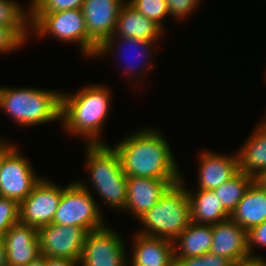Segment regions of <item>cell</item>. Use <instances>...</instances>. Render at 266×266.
<instances>
[{
    "label": "cell",
    "mask_w": 266,
    "mask_h": 266,
    "mask_svg": "<svg viewBox=\"0 0 266 266\" xmlns=\"http://www.w3.org/2000/svg\"><path fill=\"white\" fill-rule=\"evenodd\" d=\"M153 129V130H152ZM143 128L113 146L127 177L181 179L166 137L158 129Z\"/></svg>",
    "instance_id": "cell-1"
},
{
    "label": "cell",
    "mask_w": 266,
    "mask_h": 266,
    "mask_svg": "<svg viewBox=\"0 0 266 266\" xmlns=\"http://www.w3.org/2000/svg\"><path fill=\"white\" fill-rule=\"evenodd\" d=\"M112 97L110 89L102 84L87 85L74 94L62 92L60 123L66 132L82 137L87 145L107 144L100 134L109 117Z\"/></svg>",
    "instance_id": "cell-2"
},
{
    "label": "cell",
    "mask_w": 266,
    "mask_h": 266,
    "mask_svg": "<svg viewBox=\"0 0 266 266\" xmlns=\"http://www.w3.org/2000/svg\"><path fill=\"white\" fill-rule=\"evenodd\" d=\"M0 109L21 127L61 121L62 92L0 86Z\"/></svg>",
    "instance_id": "cell-3"
},
{
    "label": "cell",
    "mask_w": 266,
    "mask_h": 266,
    "mask_svg": "<svg viewBox=\"0 0 266 266\" xmlns=\"http://www.w3.org/2000/svg\"><path fill=\"white\" fill-rule=\"evenodd\" d=\"M86 147L91 190L102 197L105 205L123 211L127 200V176L122 170L119 154L107 144H86Z\"/></svg>",
    "instance_id": "cell-4"
},
{
    "label": "cell",
    "mask_w": 266,
    "mask_h": 266,
    "mask_svg": "<svg viewBox=\"0 0 266 266\" xmlns=\"http://www.w3.org/2000/svg\"><path fill=\"white\" fill-rule=\"evenodd\" d=\"M186 181L172 185L161 199L139 219L138 233L174 241L191 223L190 202Z\"/></svg>",
    "instance_id": "cell-5"
},
{
    "label": "cell",
    "mask_w": 266,
    "mask_h": 266,
    "mask_svg": "<svg viewBox=\"0 0 266 266\" xmlns=\"http://www.w3.org/2000/svg\"><path fill=\"white\" fill-rule=\"evenodd\" d=\"M86 183L78 179L62 187V195L53 224L78 226L87 232L107 225L104 223L101 208L94 199V193H91Z\"/></svg>",
    "instance_id": "cell-6"
},
{
    "label": "cell",
    "mask_w": 266,
    "mask_h": 266,
    "mask_svg": "<svg viewBox=\"0 0 266 266\" xmlns=\"http://www.w3.org/2000/svg\"><path fill=\"white\" fill-rule=\"evenodd\" d=\"M31 31L38 38L50 35L64 43H78L82 56L87 57V28L82 9L31 13Z\"/></svg>",
    "instance_id": "cell-7"
},
{
    "label": "cell",
    "mask_w": 266,
    "mask_h": 266,
    "mask_svg": "<svg viewBox=\"0 0 266 266\" xmlns=\"http://www.w3.org/2000/svg\"><path fill=\"white\" fill-rule=\"evenodd\" d=\"M120 233L107 225L87 233L79 265L128 266L126 244ZM128 262V263H127Z\"/></svg>",
    "instance_id": "cell-8"
},
{
    "label": "cell",
    "mask_w": 266,
    "mask_h": 266,
    "mask_svg": "<svg viewBox=\"0 0 266 266\" xmlns=\"http://www.w3.org/2000/svg\"><path fill=\"white\" fill-rule=\"evenodd\" d=\"M22 155L14 144L3 155L0 167V196L19 204L42 178L35 174L28 159Z\"/></svg>",
    "instance_id": "cell-9"
},
{
    "label": "cell",
    "mask_w": 266,
    "mask_h": 266,
    "mask_svg": "<svg viewBox=\"0 0 266 266\" xmlns=\"http://www.w3.org/2000/svg\"><path fill=\"white\" fill-rule=\"evenodd\" d=\"M126 0H84L82 12L87 28V57L114 34L117 16Z\"/></svg>",
    "instance_id": "cell-10"
},
{
    "label": "cell",
    "mask_w": 266,
    "mask_h": 266,
    "mask_svg": "<svg viewBox=\"0 0 266 266\" xmlns=\"http://www.w3.org/2000/svg\"><path fill=\"white\" fill-rule=\"evenodd\" d=\"M87 231L78 226L49 224L38 228L42 256L80 261Z\"/></svg>",
    "instance_id": "cell-11"
},
{
    "label": "cell",
    "mask_w": 266,
    "mask_h": 266,
    "mask_svg": "<svg viewBox=\"0 0 266 266\" xmlns=\"http://www.w3.org/2000/svg\"><path fill=\"white\" fill-rule=\"evenodd\" d=\"M62 187L54 182L41 178L31 193L19 204L20 222L37 229L53 222Z\"/></svg>",
    "instance_id": "cell-12"
},
{
    "label": "cell",
    "mask_w": 266,
    "mask_h": 266,
    "mask_svg": "<svg viewBox=\"0 0 266 266\" xmlns=\"http://www.w3.org/2000/svg\"><path fill=\"white\" fill-rule=\"evenodd\" d=\"M180 181L181 179L127 177V200L123 211L130 212L138 220L172 185Z\"/></svg>",
    "instance_id": "cell-13"
},
{
    "label": "cell",
    "mask_w": 266,
    "mask_h": 266,
    "mask_svg": "<svg viewBox=\"0 0 266 266\" xmlns=\"http://www.w3.org/2000/svg\"><path fill=\"white\" fill-rule=\"evenodd\" d=\"M7 266H25L41 256L38 229L18 222L2 238Z\"/></svg>",
    "instance_id": "cell-14"
},
{
    "label": "cell",
    "mask_w": 266,
    "mask_h": 266,
    "mask_svg": "<svg viewBox=\"0 0 266 266\" xmlns=\"http://www.w3.org/2000/svg\"><path fill=\"white\" fill-rule=\"evenodd\" d=\"M199 189L214 190L239 172L238 154L225 156L212 151H202L198 158Z\"/></svg>",
    "instance_id": "cell-15"
},
{
    "label": "cell",
    "mask_w": 266,
    "mask_h": 266,
    "mask_svg": "<svg viewBox=\"0 0 266 266\" xmlns=\"http://www.w3.org/2000/svg\"><path fill=\"white\" fill-rule=\"evenodd\" d=\"M132 244L129 266H175L173 241L136 231Z\"/></svg>",
    "instance_id": "cell-16"
},
{
    "label": "cell",
    "mask_w": 266,
    "mask_h": 266,
    "mask_svg": "<svg viewBox=\"0 0 266 266\" xmlns=\"http://www.w3.org/2000/svg\"><path fill=\"white\" fill-rule=\"evenodd\" d=\"M212 234L211 253L232 263L249 255L247 231L231 218L213 224Z\"/></svg>",
    "instance_id": "cell-17"
},
{
    "label": "cell",
    "mask_w": 266,
    "mask_h": 266,
    "mask_svg": "<svg viewBox=\"0 0 266 266\" xmlns=\"http://www.w3.org/2000/svg\"><path fill=\"white\" fill-rule=\"evenodd\" d=\"M163 32L159 25L146 18L125 1L119 10L115 31L112 36L158 42L161 41L160 38H164Z\"/></svg>",
    "instance_id": "cell-18"
},
{
    "label": "cell",
    "mask_w": 266,
    "mask_h": 266,
    "mask_svg": "<svg viewBox=\"0 0 266 266\" xmlns=\"http://www.w3.org/2000/svg\"><path fill=\"white\" fill-rule=\"evenodd\" d=\"M118 40V44H117V42L116 41ZM120 43V44H119ZM157 42L156 41H146V40H141V39H138V38H130V37H121V36H111V37H109L107 40H105L99 47H98V49H97V52H96V54H95V56H94V58L95 57H98V56H101V55H105V54H108L109 52H115L116 53V51L114 50V49H116V48H118L117 50H118V52L119 51H121L122 53H123V55H125V53L127 52L126 50H128L129 48H130V50L131 51H133L132 49H134V51L133 52H135L136 51V54H137V56H135V57H139L138 59L140 60V61H138L137 62V59H136V63L134 62V60L131 58V55L129 56L133 61H131L130 62V60L131 59H129V58H127V59H129V61H128V63L129 64H131V65H129L128 66V70H126V71H128V72H126V73H128V74H126V76H127V78H133V77H135V75H138L137 76V78L138 79H140L141 77L140 76H142V74L143 73H141V72H143L144 70V75H145V73L146 72H148L149 73V70L151 71L152 69V67H153V64L151 65L150 64V62H149V64H147L148 66L146 67L145 66V64L144 65H141V66H144L143 68H145V69H141V71H140V68H142L141 66H140V64H142L143 62H141V61H144V63L146 62V60L145 59H149V56H151V53L153 52V50H155L154 48H155V44H156ZM121 45V46H120ZM113 46H114V48H113ZM115 46H117L116 48H115ZM126 46V47H125ZM128 47V48H127ZM120 48V49H119ZM127 48V49H126ZM124 49H126V50H124ZM125 52H123V51ZM139 50V51H138ZM131 52H129L128 54H130ZM127 54V53H126ZM138 54H140V55H138ZM122 55V56H123ZM126 56V55H125ZM142 56V57H141ZM128 57V56H127ZM133 57V56H132ZM141 58V59H140ZM142 58H145V59H142ZM126 59V60H127ZM133 62L135 63V64H133ZM126 63H127V61H126ZM139 63V64H138ZM137 65V66H136ZM137 67V68H136ZM140 67V68H139ZM139 68V69H138ZM137 71V72H136ZM139 71V72H138ZM133 72H134V74H133ZM139 73V74H136V73ZM134 75V76H133ZM129 76V77H128Z\"/></svg>",
    "instance_id": "cell-19"
},
{
    "label": "cell",
    "mask_w": 266,
    "mask_h": 266,
    "mask_svg": "<svg viewBox=\"0 0 266 266\" xmlns=\"http://www.w3.org/2000/svg\"><path fill=\"white\" fill-rule=\"evenodd\" d=\"M230 218L246 231L266 221V190L252 182Z\"/></svg>",
    "instance_id": "cell-20"
},
{
    "label": "cell",
    "mask_w": 266,
    "mask_h": 266,
    "mask_svg": "<svg viewBox=\"0 0 266 266\" xmlns=\"http://www.w3.org/2000/svg\"><path fill=\"white\" fill-rule=\"evenodd\" d=\"M194 193L187 188L191 222L213 225L230 218V214L212 190L198 189Z\"/></svg>",
    "instance_id": "cell-21"
},
{
    "label": "cell",
    "mask_w": 266,
    "mask_h": 266,
    "mask_svg": "<svg viewBox=\"0 0 266 266\" xmlns=\"http://www.w3.org/2000/svg\"><path fill=\"white\" fill-rule=\"evenodd\" d=\"M248 140L237 150L239 171L255 176L266 168V127L259 122Z\"/></svg>",
    "instance_id": "cell-22"
},
{
    "label": "cell",
    "mask_w": 266,
    "mask_h": 266,
    "mask_svg": "<svg viewBox=\"0 0 266 266\" xmlns=\"http://www.w3.org/2000/svg\"><path fill=\"white\" fill-rule=\"evenodd\" d=\"M212 241V225L191 222L173 241L174 256H201L210 252Z\"/></svg>",
    "instance_id": "cell-23"
},
{
    "label": "cell",
    "mask_w": 266,
    "mask_h": 266,
    "mask_svg": "<svg viewBox=\"0 0 266 266\" xmlns=\"http://www.w3.org/2000/svg\"><path fill=\"white\" fill-rule=\"evenodd\" d=\"M23 8L15 0H0V26L9 27L25 43L31 32V10Z\"/></svg>",
    "instance_id": "cell-24"
},
{
    "label": "cell",
    "mask_w": 266,
    "mask_h": 266,
    "mask_svg": "<svg viewBox=\"0 0 266 266\" xmlns=\"http://www.w3.org/2000/svg\"><path fill=\"white\" fill-rule=\"evenodd\" d=\"M252 182V176L239 171L230 180L214 189L213 192L217 194L224 209L231 215Z\"/></svg>",
    "instance_id": "cell-25"
},
{
    "label": "cell",
    "mask_w": 266,
    "mask_h": 266,
    "mask_svg": "<svg viewBox=\"0 0 266 266\" xmlns=\"http://www.w3.org/2000/svg\"><path fill=\"white\" fill-rule=\"evenodd\" d=\"M127 2L146 18L164 29V19L170 16L166 0H127Z\"/></svg>",
    "instance_id": "cell-26"
},
{
    "label": "cell",
    "mask_w": 266,
    "mask_h": 266,
    "mask_svg": "<svg viewBox=\"0 0 266 266\" xmlns=\"http://www.w3.org/2000/svg\"><path fill=\"white\" fill-rule=\"evenodd\" d=\"M20 222L19 203L0 196V238L16 223Z\"/></svg>",
    "instance_id": "cell-27"
},
{
    "label": "cell",
    "mask_w": 266,
    "mask_h": 266,
    "mask_svg": "<svg viewBox=\"0 0 266 266\" xmlns=\"http://www.w3.org/2000/svg\"><path fill=\"white\" fill-rule=\"evenodd\" d=\"M232 262L226 257L205 253L201 256L175 257V266H231Z\"/></svg>",
    "instance_id": "cell-28"
},
{
    "label": "cell",
    "mask_w": 266,
    "mask_h": 266,
    "mask_svg": "<svg viewBox=\"0 0 266 266\" xmlns=\"http://www.w3.org/2000/svg\"><path fill=\"white\" fill-rule=\"evenodd\" d=\"M84 0H38L31 13H53L71 9H81Z\"/></svg>",
    "instance_id": "cell-29"
},
{
    "label": "cell",
    "mask_w": 266,
    "mask_h": 266,
    "mask_svg": "<svg viewBox=\"0 0 266 266\" xmlns=\"http://www.w3.org/2000/svg\"><path fill=\"white\" fill-rule=\"evenodd\" d=\"M167 7L170 16L175 19H185L187 16H190L189 13L199 7L198 4L201 3V0H166Z\"/></svg>",
    "instance_id": "cell-30"
},
{
    "label": "cell",
    "mask_w": 266,
    "mask_h": 266,
    "mask_svg": "<svg viewBox=\"0 0 266 266\" xmlns=\"http://www.w3.org/2000/svg\"><path fill=\"white\" fill-rule=\"evenodd\" d=\"M24 42L6 26H0V53L12 52L21 48Z\"/></svg>",
    "instance_id": "cell-31"
},
{
    "label": "cell",
    "mask_w": 266,
    "mask_h": 266,
    "mask_svg": "<svg viewBox=\"0 0 266 266\" xmlns=\"http://www.w3.org/2000/svg\"><path fill=\"white\" fill-rule=\"evenodd\" d=\"M247 237L248 254L256 255L255 253H253L254 247H257L256 245L266 247V221L247 231Z\"/></svg>",
    "instance_id": "cell-32"
},
{
    "label": "cell",
    "mask_w": 266,
    "mask_h": 266,
    "mask_svg": "<svg viewBox=\"0 0 266 266\" xmlns=\"http://www.w3.org/2000/svg\"><path fill=\"white\" fill-rule=\"evenodd\" d=\"M231 266H266V259L257 255H248L233 262Z\"/></svg>",
    "instance_id": "cell-33"
},
{
    "label": "cell",
    "mask_w": 266,
    "mask_h": 266,
    "mask_svg": "<svg viewBox=\"0 0 266 266\" xmlns=\"http://www.w3.org/2000/svg\"><path fill=\"white\" fill-rule=\"evenodd\" d=\"M45 266H80V265L79 262L73 260L45 256Z\"/></svg>",
    "instance_id": "cell-34"
},
{
    "label": "cell",
    "mask_w": 266,
    "mask_h": 266,
    "mask_svg": "<svg viewBox=\"0 0 266 266\" xmlns=\"http://www.w3.org/2000/svg\"><path fill=\"white\" fill-rule=\"evenodd\" d=\"M253 183H255L260 189L266 190V168L253 176Z\"/></svg>",
    "instance_id": "cell-35"
},
{
    "label": "cell",
    "mask_w": 266,
    "mask_h": 266,
    "mask_svg": "<svg viewBox=\"0 0 266 266\" xmlns=\"http://www.w3.org/2000/svg\"><path fill=\"white\" fill-rule=\"evenodd\" d=\"M0 266H7L6 249L2 238H0Z\"/></svg>",
    "instance_id": "cell-36"
},
{
    "label": "cell",
    "mask_w": 266,
    "mask_h": 266,
    "mask_svg": "<svg viewBox=\"0 0 266 266\" xmlns=\"http://www.w3.org/2000/svg\"><path fill=\"white\" fill-rule=\"evenodd\" d=\"M13 145L9 143L8 141H3L0 144V167L2 162L3 155L12 147Z\"/></svg>",
    "instance_id": "cell-37"
},
{
    "label": "cell",
    "mask_w": 266,
    "mask_h": 266,
    "mask_svg": "<svg viewBox=\"0 0 266 266\" xmlns=\"http://www.w3.org/2000/svg\"><path fill=\"white\" fill-rule=\"evenodd\" d=\"M25 266H45V256H39L37 259L31 261Z\"/></svg>",
    "instance_id": "cell-38"
},
{
    "label": "cell",
    "mask_w": 266,
    "mask_h": 266,
    "mask_svg": "<svg viewBox=\"0 0 266 266\" xmlns=\"http://www.w3.org/2000/svg\"><path fill=\"white\" fill-rule=\"evenodd\" d=\"M38 0H31L29 3V8H31Z\"/></svg>",
    "instance_id": "cell-39"
},
{
    "label": "cell",
    "mask_w": 266,
    "mask_h": 266,
    "mask_svg": "<svg viewBox=\"0 0 266 266\" xmlns=\"http://www.w3.org/2000/svg\"><path fill=\"white\" fill-rule=\"evenodd\" d=\"M265 119H262L263 121H260L265 127H266V117H264Z\"/></svg>",
    "instance_id": "cell-40"
},
{
    "label": "cell",
    "mask_w": 266,
    "mask_h": 266,
    "mask_svg": "<svg viewBox=\"0 0 266 266\" xmlns=\"http://www.w3.org/2000/svg\"><path fill=\"white\" fill-rule=\"evenodd\" d=\"M3 141H4L3 138L0 137V144H1Z\"/></svg>",
    "instance_id": "cell-41"
}]
</instances>
